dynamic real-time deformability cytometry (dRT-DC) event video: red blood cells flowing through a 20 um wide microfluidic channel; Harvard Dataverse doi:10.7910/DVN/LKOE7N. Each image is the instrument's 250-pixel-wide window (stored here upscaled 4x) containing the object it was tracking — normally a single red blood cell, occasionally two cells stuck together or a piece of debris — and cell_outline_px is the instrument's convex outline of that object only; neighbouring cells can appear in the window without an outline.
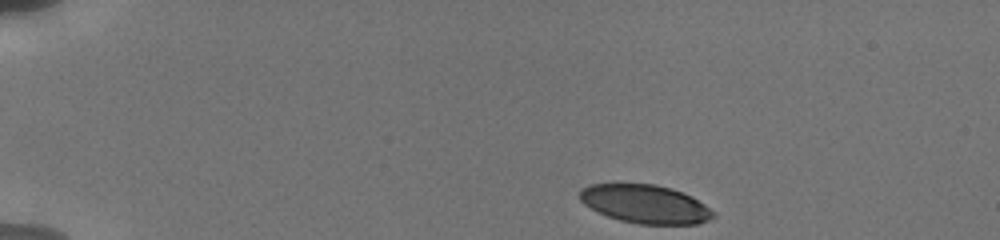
{"species": "human", "species_latin": "Homo sapiens", "temperature_condition": "cold", "stored_images_in_passage": 62, "camera_frame_rate_fps": 3000, "um_per_image_px": 0.085, "donor": {"sex": "male"}, "frame": {"image": 1, "passage_image": 1, "time_ms": 0.0, "image_size_px": [1000, 240], "cell_outline_px": [[716, 216], [708, 220], [696, 224], [640, 224], [620, 220], [608, 216], [584, 204], [580, 200], [580, 188], [588, 184], [656, 184], [672, 188], [692, 196], [716, 212]], "centroid_in_image_um": [54.87, 17.33], "position_along_channel_um": 30.1, "area_um2": 29.94}}
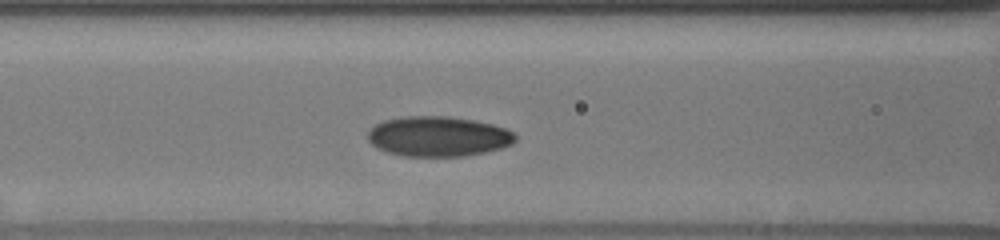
{"frame": {"image": 2, "passage_image": 18, "time_ms": 5.0, "image_size_px": [1000, 240], "cell_outline_px": [[516, 140], [512, 144], [500, 148], [484, 152], [464, 156], [404, 156], [388, 152], [376, 148], [368, 140], [368, 132], [376, 124], [384, 120], [404, 116], [448, 116], [476, 120], [492, 124], [504, 128], [512, 132], [516, 136]], "centroid_in_image_um": [37.24, 11.59], "position_along_channel_um": 129.4, "area_um2": 34.45}}
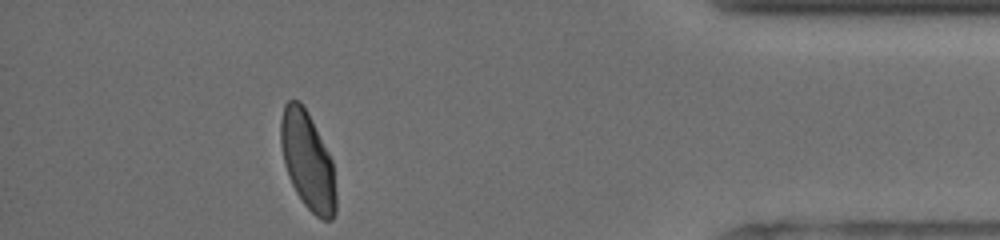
{"frame": {"image": 3, "passage_image": 55, "time_ms": 13.333, "image_size_px": [1000, 240], "cell_outline_px": [[336, 212], [332, 220], [324, 220], [316, 216], [304, 204], [296, 192], [288, 176], [284, 164], [280, 144], [280, 120], [284, 104], [288, 100], [300, 100], [308, 112], [332, 160], [336, 196]], "centroid_in_image_um": [26.13, 13.66], "position_along_channel_um": 409.1, "area_um2": 31.5}, "authors_computed_cell_mechanics": {"area_um2": 32.0212, "velocity_mm_per_s": 3.8046, "shape_relaxation_time_tau1_ms": 4.3418, "shape_relaxation_time_tau2_ms": 1.1055, "deformation_change_tau1": 0.1296, "deformation_change_tau2": 0.0497}}